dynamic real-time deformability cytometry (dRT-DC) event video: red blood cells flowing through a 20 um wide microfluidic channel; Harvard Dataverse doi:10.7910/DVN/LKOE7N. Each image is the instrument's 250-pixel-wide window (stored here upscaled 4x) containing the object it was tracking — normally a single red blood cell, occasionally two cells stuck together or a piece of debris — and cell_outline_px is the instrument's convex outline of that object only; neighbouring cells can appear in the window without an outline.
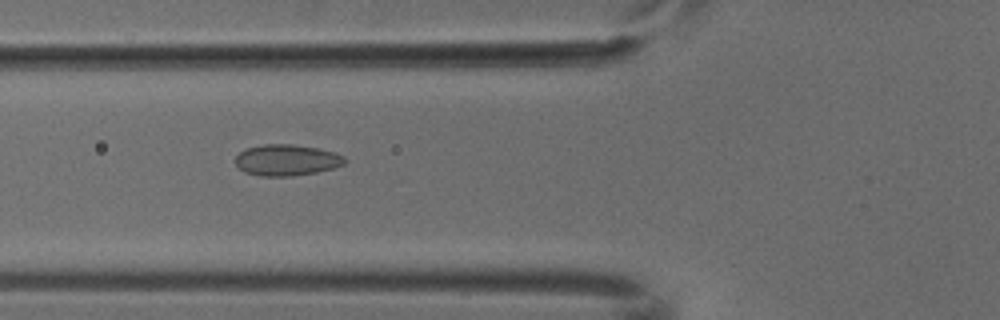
{"species": "common noctule bat (a hibernating species)", "species_latin": "Nyctalus noctula", "temperature_condition": "cold", "stored_images_in_passage": 7, "camera_frame_rate_fps": 3000, "um_per_image_px": 0.085, "animal": {"sex": "male", "body_mass_g": 18.8}, "frame": {"image": 1, "passage_image": 6, "time_ms": 1.667, "image_size_px": [1000, 320], "cell_outline_px": [[348, 160], [344, 164], [332, 168], [316, 172], [292, 176], [260, 176], [244, 172], [236, 164], [236, 156], [240, 152], [248, 148], [264, 144], [292, 144], [316, 148], [336, 152], [344, 156]], "centroid_in_image_um": [24.39, 13.61], "position_along_channel_um": 101.4, "area_um2": 19.83}}
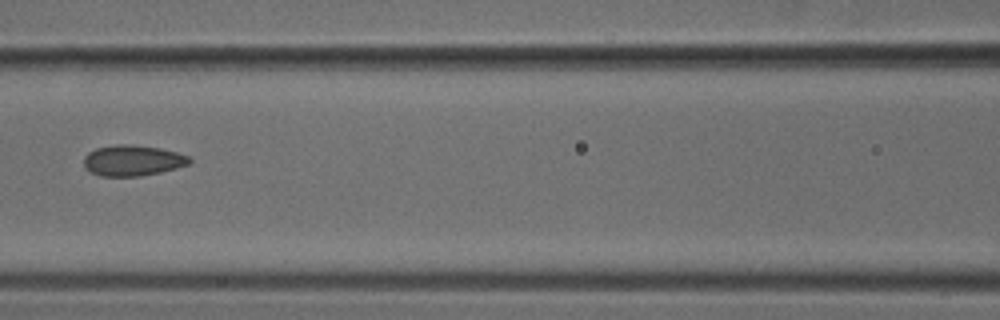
{"frame": {"image": 2, "passage_image": 7, "time_ms": 2.0, "image_size_px": [1000, 320], "cell_outline_px": [[192, 160], [188, 164], [176, 168], [160, 172], [140, 176], [100, 176], [84, 168], [84, 156], [88, 152], [96, 148], [116, 144], [128, 144], [160, 148], [176, 152], [188, 156]], "centroid_in_image_um": [11.25, 13.64], "position_along_channel_um": 155.4, "area_um2": 18.9}}